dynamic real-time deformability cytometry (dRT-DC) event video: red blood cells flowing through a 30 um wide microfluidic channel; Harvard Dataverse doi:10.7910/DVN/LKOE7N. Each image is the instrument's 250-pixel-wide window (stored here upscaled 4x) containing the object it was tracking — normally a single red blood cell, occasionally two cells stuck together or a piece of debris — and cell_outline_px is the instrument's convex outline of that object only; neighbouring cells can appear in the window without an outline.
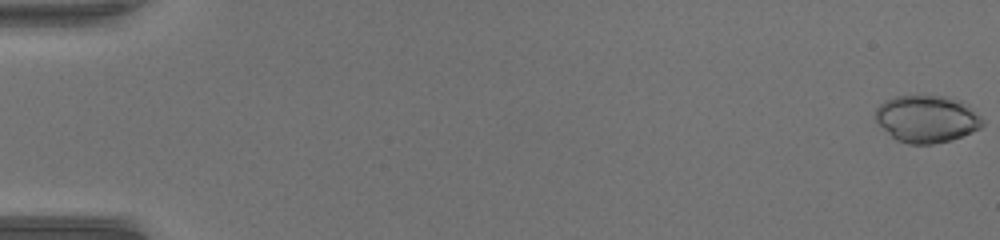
{"species": "common noctule bat (a hibernating species)", "species_latin": "Nyctalus noctula", "temperature_condition": "warm", "stored_images_in_passage": 48, "camera_frame_rate_fps": 3000, "um_per_image_px": 0.085, "animal": {"sex": "female", "body_mass_g": 17.0, "forearm_length_mm": 48.0}, "frame": {"image": 1, "passage_image": 1, "time_ms": 0.0, "image_size_px": [1000, 240], "cell_outline_px": [[984, 124], [980, 128], [972, 132], [952, 140], [932, 144], [908, 144], [896, 140], [876, 124], [876, 108], [884, 100], [896, 96], [948, 96], [960, 100], [968, 104], [984, 120]], "centroid_in_image_um": [78.78, 10.11], "position_along_channel_um": 6.2, "area_um2": 29.77}}
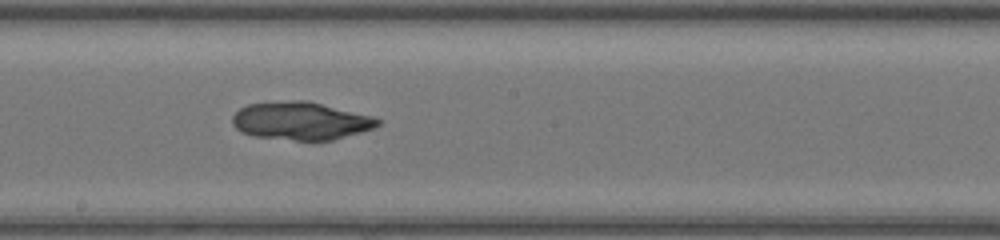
{"frame": {"image": 2, "passage_image": 30, "time_ms": 9.667, "image_size_px": [1000, 240], "cell_outline_px": [[380, 124], [372, 128], [360, 132], [332, 140], [296, 140], [252, 136], [240, 132], [232, 124], [232, 116], [240, 108], [248, 104], [292, 100], [308, 100], [372, 116], [380, 120]], "centroid_in_image_um": [25.53, 10.27], "position_along_channel_um": 222.7, "area_um2": 32.02}}
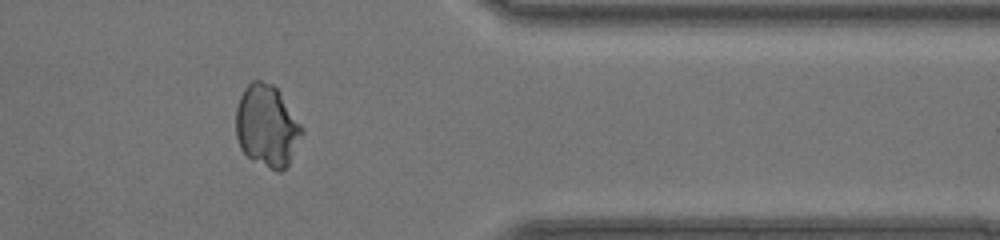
{"frame": {"image": 3, "passage_image": 43, "time_ms": 14.0, "image_size_px": [1000, 240], "cell_outline_px": [[304, 132], [288, 164], [280, 172], [276, 172], [252, 160], [240, 148], [236, 136], [236, 108], [240, 96], [244, 88], [252, 80], [260, 80], [272, 84], [280, 92], [304, 128]], "centroid_in_image_um": [22.69, 10.7], "position_along_channel_um": 388.7, "area_um2": 31.67}}